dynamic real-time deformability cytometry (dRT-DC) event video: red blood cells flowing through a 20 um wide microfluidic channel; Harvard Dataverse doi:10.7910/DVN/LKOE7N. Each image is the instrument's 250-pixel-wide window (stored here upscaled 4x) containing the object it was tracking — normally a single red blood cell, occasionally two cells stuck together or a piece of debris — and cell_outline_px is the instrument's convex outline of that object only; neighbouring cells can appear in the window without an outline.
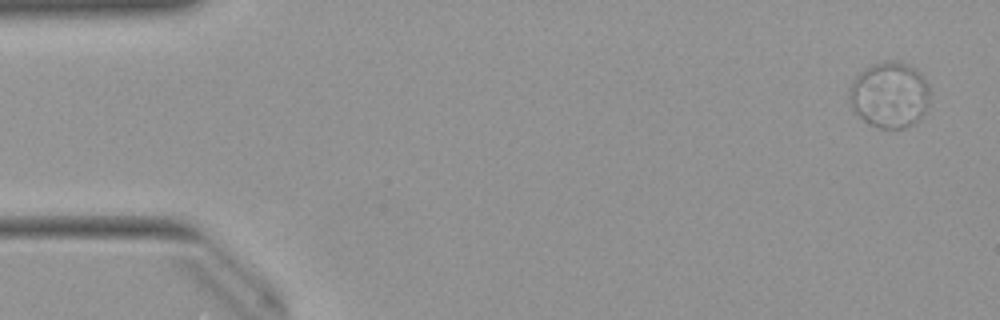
{"species": "Egyptian fruit bat (a non-hibernating species)", "species_latin": "Rousettus aegyptiacus", "temperature_condition": "warm", "stored_images_in_passage": 50, "camera_frame_rate_fps": 3000, "um_per_image_px": 0.085, "animal": {"sex": "female"}, "frame": {"image": 1, "passage_image": 1, "time_ms": 0.0, "image_size_px": [1000, 320], "cell_outline_px": [[928, 104], [924, 112], [912, 124], [904, 128], [880, 128], [868, 124], [852, 108], [848, 96], [848, 88], [852, 80], [860, 72], [876, 64], [888, 60], [900, 60], [916, 68], [920, 72], [928, 84]], "centroid_in_image_um": [75.59, 8.04], "position_along_channel_um": 9.4, "area_um2": 30.92}}
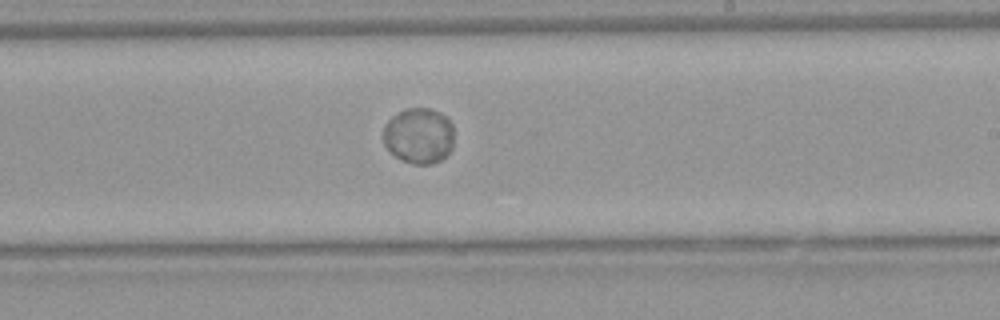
{"frame": {"image": 2, "passage_image": 29, "time_ms": 9.333, "image_size_px": [1000, 320], "cell_outline_px": [[452, 148], [448, 156], [432, 164], [412, 164], [400, 160], [384, 144], [384, 124], [392, 116], [408, 108], [428, 108], [440, 112], [452, 124]], "centroid_in_image_um": [35.61, 11.55], "position_along_channel_um": 253.4, "area_um2": 22.95}}
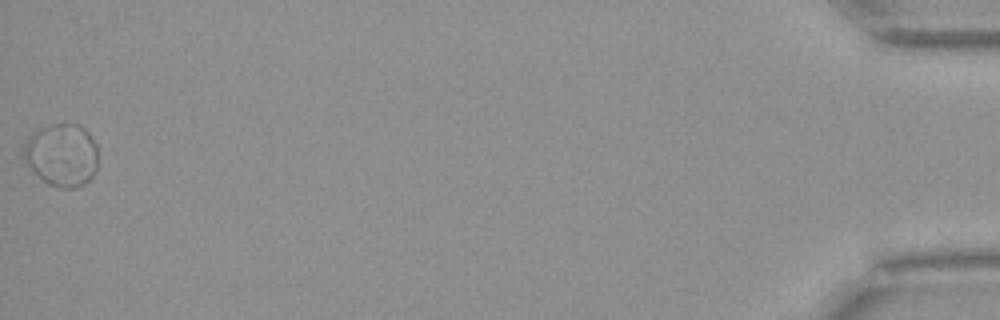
{"frame": {"image": 3, "passage_image": 50, "time_ms": 16.333, "image_size_px": [1000, 320], "cell_outline_px": [[104, 148], [96, 172], [84, 184], [76, 188], [56, 188], [48, 184], [20, 156], [20, 148], [28, 136], [32, 132], [40, 128], [52, 124], [80, 124]], "centroid_in_image_um": [5.32, 13.15], "position_along_channel_um": 429.9, "area_um2": 28.55}, "authors_computed_cell_mechanics": {"area_um2": 24.5361, "velocity_mm_per_s": 3.9512, "shape_relaxation_time_tau1_ms": 1.4705, "shape_relaxation_time_tau2_ms": null, "deformation_change_tau1": 0.0188, "deformation_change_tau2": null}}